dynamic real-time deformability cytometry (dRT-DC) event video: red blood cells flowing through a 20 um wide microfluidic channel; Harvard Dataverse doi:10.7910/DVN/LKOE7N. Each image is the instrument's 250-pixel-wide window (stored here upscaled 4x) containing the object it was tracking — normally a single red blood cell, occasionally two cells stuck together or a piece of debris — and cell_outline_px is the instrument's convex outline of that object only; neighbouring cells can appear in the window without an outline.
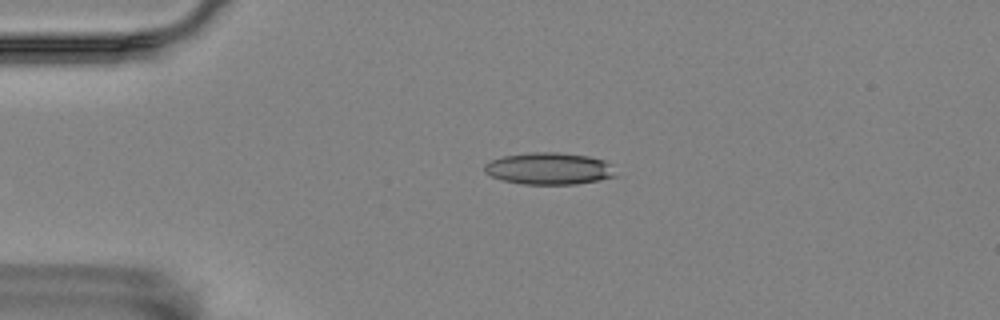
{"species": "Egyptian fruit bat (a non-hibernating species)", "species_latin": "Rousettus aegyptiacus", "temperature_condition": "room temperature", "stored_images_in_passage": 5, "camera_frame_rate_fps": 3000, "um_per_image_px": 0.085, "animal": {"sex": "female"}, "frame": {"image": 1, "passage_image": 4, "time_ms": 1.0, "image_size_px": [1000, 320], "cell_outline_px": [[620, 176], [600, 180], [576, 184], [524, 184], [504, 180], [492, 176], [484, 172], [484, 164], [488, 160], [504, 156], [528, 152], [556, 152], [588, 156], [604, 160], [612, 164]], "centroid_in_image_um": [46.72, 14.32], "position_along_channel_um": 38.3, "area_um2": 24.74}}